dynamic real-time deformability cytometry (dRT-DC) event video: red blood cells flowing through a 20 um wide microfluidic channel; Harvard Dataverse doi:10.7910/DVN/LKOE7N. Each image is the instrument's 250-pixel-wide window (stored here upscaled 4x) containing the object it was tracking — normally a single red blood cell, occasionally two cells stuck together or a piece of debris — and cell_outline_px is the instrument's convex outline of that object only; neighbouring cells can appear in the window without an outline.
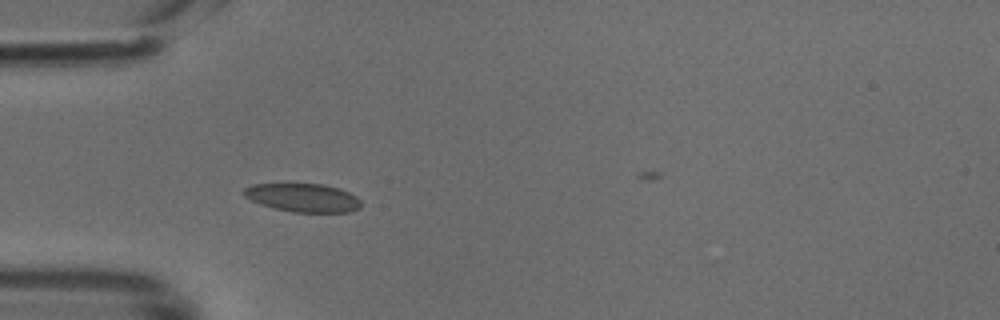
{"species": "common noctule bat (a hibernating species)", "species_latin": "Nyctalus noctula", "temperature_condition": "cold", "stored_images_in_passage": 30, "camera_frame_rate_fps": 3000, "um_per_image_px": 0.085, "animal": {"sex": "male", "body_mass_g": 18.8}, "frame": {"image": 1, "passage_image": 1, "time_ms": 0.0, "image_size_px": [1000, 320], "cell_outline_px": [[360, 208], [348, 212], [292, 212], [260, 204], [244, 196], [240, 192], [244, 188], [252, 184], [324, 184], [340, 188], [356, 196], [360, 200]], "centroid_in_image_um": [25.74, 16.79], "position_along_channel_um": 59.3, "area_um2": 19.42}}
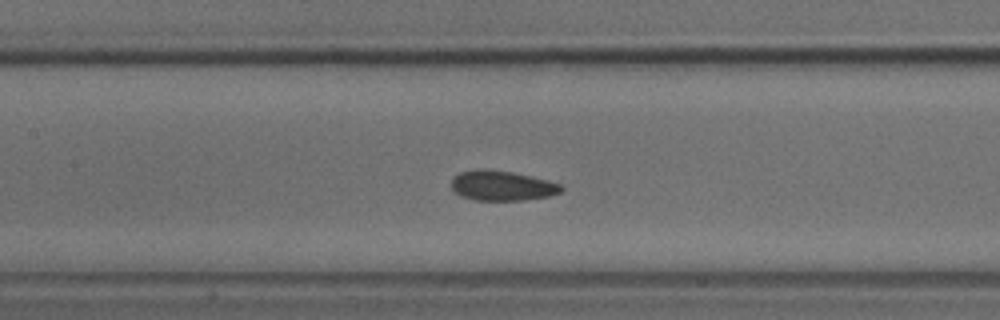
{"frame": {"image": 2, "passage_image": 9, "time_ms": 2.667, "image_size_px": [1000, 320], "cell_outline_px": [[564, 188], [560, 192], [548, 196], [524, 200], [476, 200], [464, 196], [456, 192], [452, 188], [452, 176], [460, 172], [484, 168], [512, 172], [548, 180], [560, 184]], "centroid_in_image_um": [42.67, 15.77], "position_along_channel_um": 164.7, "area_um2": 19.02}}
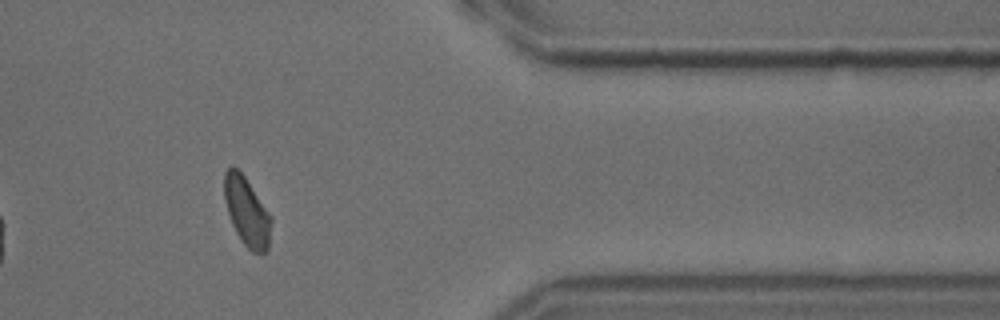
{"frame": {"image": 3, "passage_image": 27, "time_ms": 8.667, "image_size_px": [1000, 320], "cell_outline_px": [[272, 220], [268, 248], [264, 252], [252, 252], [244, 244], [236, 232], [232, 224], [224, 200], [224, 172], [232, 164], [244, 176], [272, 216]], "centroid_in_image_um": [20.97, 17.97], "position_along_channel_um": 390.4, "area_um2": 18.67}}